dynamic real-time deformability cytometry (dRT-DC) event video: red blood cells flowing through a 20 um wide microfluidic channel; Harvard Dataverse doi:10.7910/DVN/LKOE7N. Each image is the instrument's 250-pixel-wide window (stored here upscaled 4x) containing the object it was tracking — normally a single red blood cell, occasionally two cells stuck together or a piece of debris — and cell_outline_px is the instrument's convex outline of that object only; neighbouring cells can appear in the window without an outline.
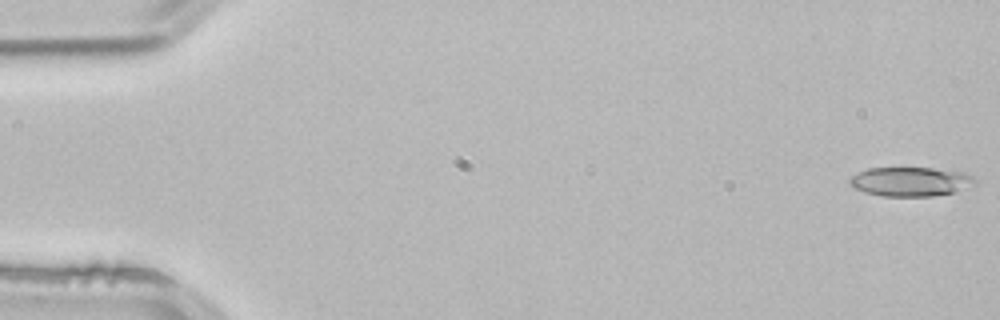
{"species": "common noctule bat (a hibernating species)", "species_latin": "Nyctalus noctula", "temperature_condition": "room temperature", "stored_images_in_passage": 4, "camera_frame_rate_fps": 3000, "um_per_image_px": 0.085, "animal": {"sex": "male", "body_mass_g": 21.5, "forearm_length_mm": 52.0}, "frame": {"image": 1, "passage_image": 1, "time_ms": 0.0, "image_size_px": [1000, 320], "cell_outline_px": [[976, 184], [956, 192], [932, 196], [884, 196], [864, 192], [856, 188], [848, 180], [852, 176], [868, 168], [932, 168], [964, 172], [972, 176], [976, 180]], "centroid_in_image_um": [77.45, 15.44], "position_along_channel_um": 7.6, "area_um2": 21.21}}
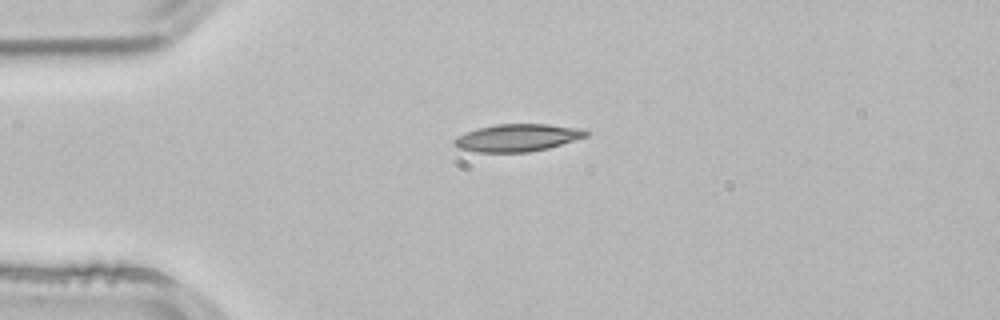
{"frame": {"image": 2, "passage_image": 4, "time_ms": 1.0, "image_size_px": [1000, 320], "cell_outline_px": [[588, 136], [548, 148], [528, 152], [476, 152], [460, 148], [452, 144], [452, 140], [456, 136], [464, 132], [476, 128], [496, 124], [548, 124], [584, 128], [588, 132]], "centroid_in_image_um": [43.96, 11.69], "position_along_channel_um": 41.0, "area_um2": 21.27}}